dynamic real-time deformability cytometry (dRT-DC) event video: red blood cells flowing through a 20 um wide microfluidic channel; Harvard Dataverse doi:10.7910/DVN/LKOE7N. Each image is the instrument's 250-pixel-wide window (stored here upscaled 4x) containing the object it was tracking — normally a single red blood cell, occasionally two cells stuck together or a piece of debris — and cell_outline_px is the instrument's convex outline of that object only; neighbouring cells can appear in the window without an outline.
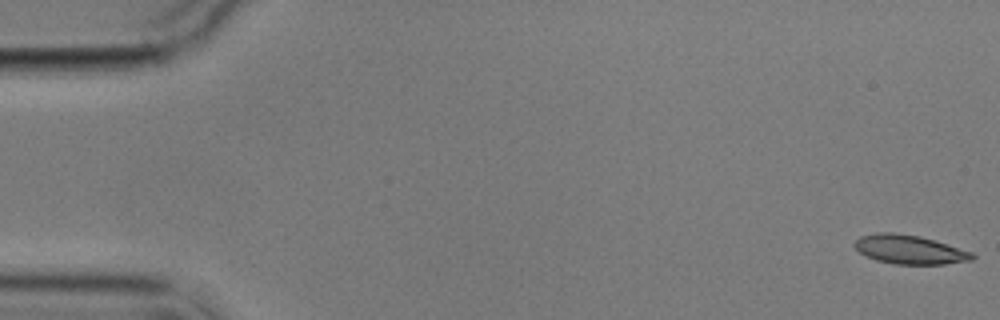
{"species": "common noctule bat (a hibernating species)", "species_latin": "Nyctalus noctula", "temperature_condition": "cold", "stored_images_in_passage": 10, "camera_frame_rate_fps": 3000, "um_per_image_px": 0.085, "animal": {"sex": "male", "body_mass_g": 17.9}, "frame": {"image": 1, "passage_image": 1, "time_ms": 0.0, "image_size_px": [1000, 320], "cell_outline_px": [[976, 256], [972, 260], [944, 264], [896, 264], [876, 260], [860, 252], [852, 244], [860, 236], [876, 232], [892, 232], [920, 236], [972, 252]], "centroid_in_image_um": [77.29, 21.2], "position_along_channel_um": 7.7, "area_um2": 19.71}}
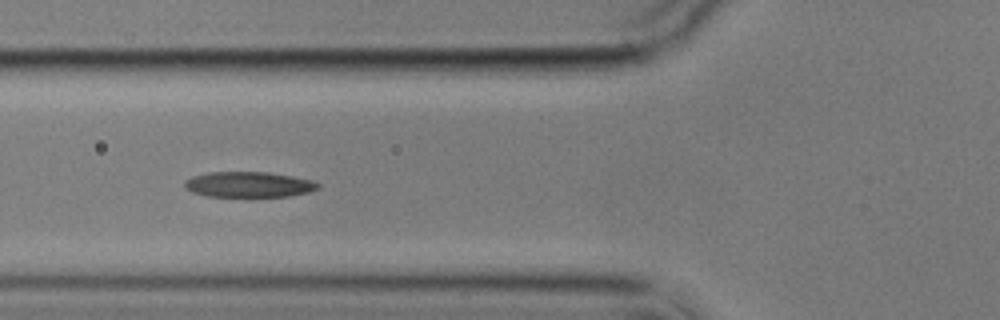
{"frame": {"image": 2, "passage_image": 6, "time_ms": 6.667, "image_size_px": [1000, 320], "cell_outline_px": [[320, 188], [308, 192], [288, 196], [208, 196], [192, 192], [184, 188], [184, 180], [192, 176], [208, 172], [268, 172], [292, 176], [312, 180], [320, 184]], "centroid_in_image_um": [21.12, 15.67], "position_along_channel_um": 104.7, "area_um2": 19.83}}
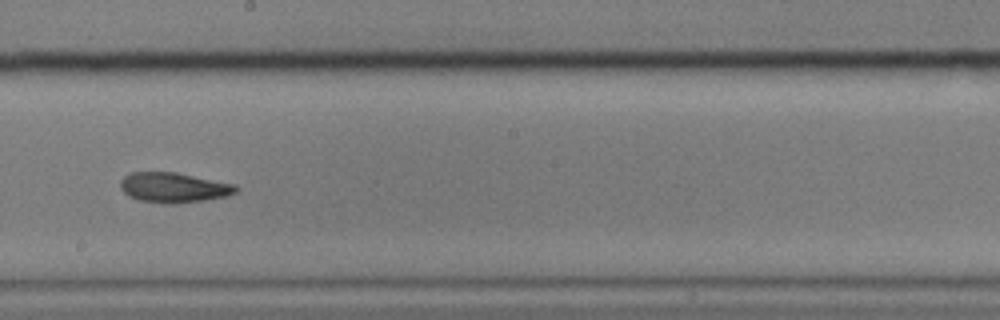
{"frame": {"image": 3, "passage_image": 9, "time_ms": 10.333, "image_size_px": [1000, 320], "cell_outline_px": [[240, 188], [236, 192], [228, 196], [204, 200], [176, 204], [168, 204], [140, 200], [128, 196], [120, 188], [120, 180], [124, 176], [132, 172], [176, 172], [236, 184]], "centroid_in_image_um": [14.79, 15.94], "position_along_channel_um": 233.4, "area_um2": 20.4}}